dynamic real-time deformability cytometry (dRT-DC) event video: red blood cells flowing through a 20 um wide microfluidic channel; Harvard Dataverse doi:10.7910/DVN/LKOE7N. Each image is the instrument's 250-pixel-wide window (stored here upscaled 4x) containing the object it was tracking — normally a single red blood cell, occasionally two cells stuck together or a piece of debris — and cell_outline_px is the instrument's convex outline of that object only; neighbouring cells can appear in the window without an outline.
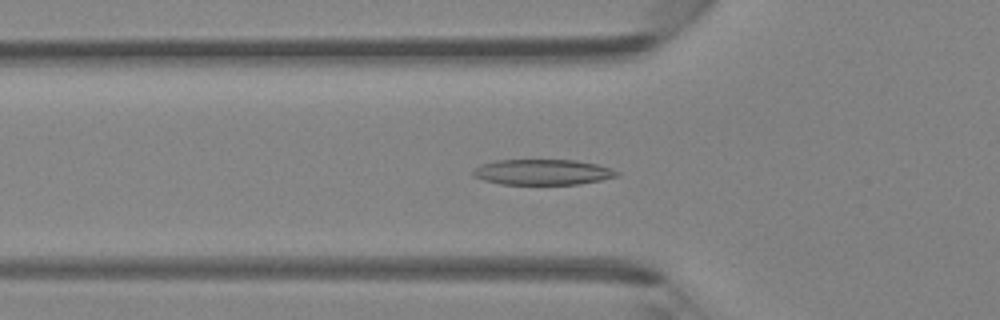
{"species": "Egyptian fruit bat (a non-hibernating species)", "species_latin": "Rousettus aegyptiacus", "temperature_condition": "room temperature", "stored_images_in_passage": 46, "camera_frame_rate_fps": 3000, "um_per_image_px": 0.085, "animal": {"sex": "female"}, "frame": {"image": 1, "passage_image": 16, "time_ms": 5.0, "image_size_px": [1000, 320], "cell_outline_px": [[620, 176], [580, 184], [500, 184], [484, 180], [476, 176], [472, 172], [480, 164], [496, 160], [576, 160], [596, 164], [612, 168], [620, 172]], "centroid_in_image_um": [46.17, 14.62], "position_along_channel_um": 79.6, "area_um2": 21.39}}
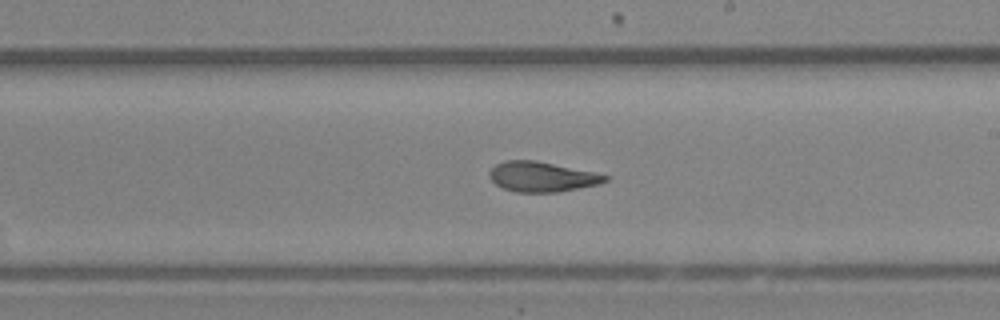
{"frame": {"image": 2, "passage_image": 27, "time_ms": 8.667, "image_size_px": [1000, 320], "cell_outline_px": [[608, 180], [600, 184], [560, 192], [516, 192], [504, 188], [496, 184], [488, 176], [488, 172], [496, 164], [504, 160], [536, 160], [592, 172], [608, 176]], "centroid_in_image_um": [46.04, 15.02], "position_along_channel_um": 243.0, "area_um2": 20.17}}
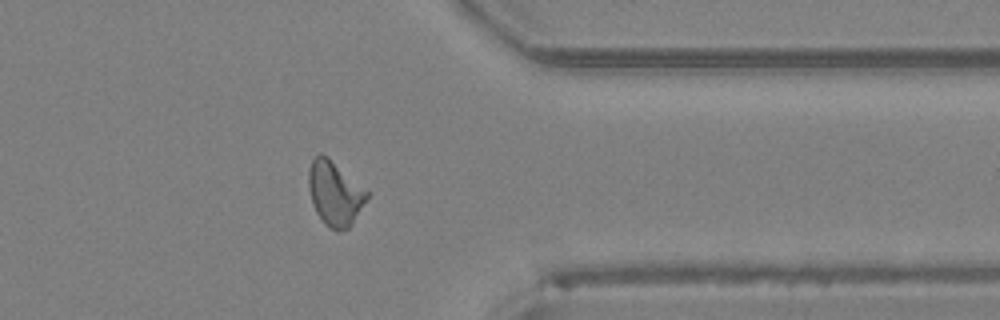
{"frame": {"image": 3, "passage_image": 37, "time_ms": 12.0, "image_size_px": [1000, 320], "cell_outline_px": [[368, 196], [348, 228], [336, 232], [324, 224], [316, 212], [312, 204], [308, 188], [308, 172], [312, 160], [320, 152], [328, 156], [368, 192]], "centroid_in_image_um": [28.41, 16.42], "position_along_channel_um": 383.0, "area_um2": 21.62}}